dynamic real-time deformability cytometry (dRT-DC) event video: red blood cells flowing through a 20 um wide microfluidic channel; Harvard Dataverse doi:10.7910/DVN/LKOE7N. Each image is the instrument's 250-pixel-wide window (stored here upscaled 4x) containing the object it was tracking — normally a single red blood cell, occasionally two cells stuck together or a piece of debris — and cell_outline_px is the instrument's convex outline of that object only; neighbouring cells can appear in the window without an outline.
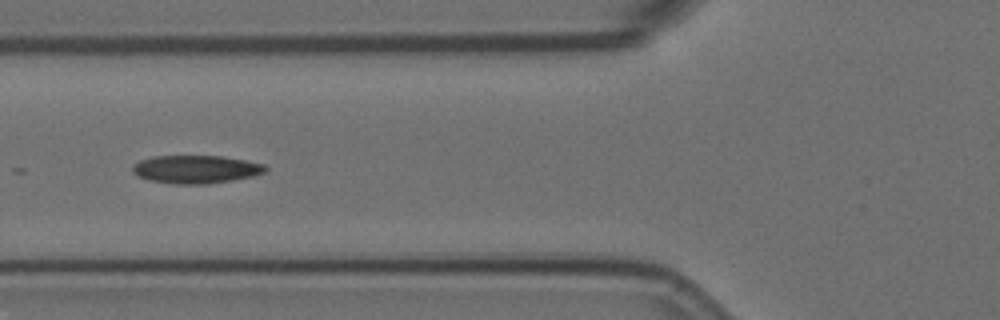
{"species": "Egyptian fruit bat (a non-hibernating species)", "species_latin": "Rousettus aegyptiacus", "temperature_condition": "room temperature", "stored_images_in_passage": 15, "camera_frame_rate_fps": 3000, "um_per_image_px": 0.085, "animal": {"sex": "female"}, "frame": {"image": 1, "passage_image": 6, "time_ms": 1.667, "image_size_px": [1000, 320], "cell_outline_px": [[268, 168], [264, 172], [252, 176], [232, 180], [208, 184], [176, 184], [148, 180], [136, 176], [132, 172], [132, 164], [140, 160], [152, 156], [220, 156], [244, 160], [264, 164]], "centroid_in_image_um": [16.6, 14.39], "position_along_channel_um": 109.2, "area_um2": 21.79}}
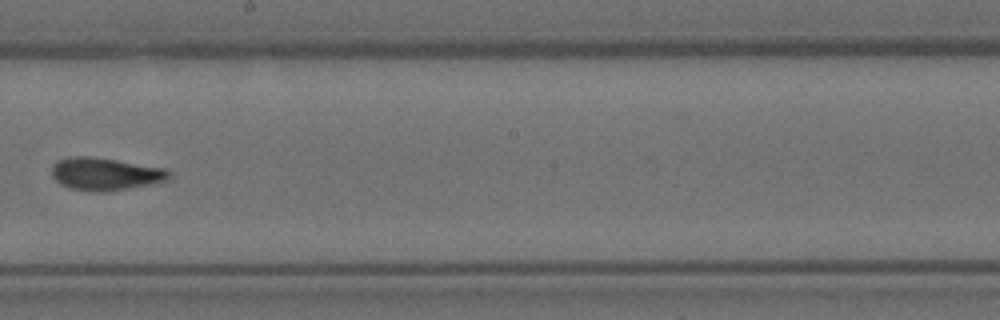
{"frame": {"image": 2, "passage_image": 9, "time_ms": 2.667, "image_size_px": [1000, 320], "cell_outline_px": [[168, 176], [164, 180], [148, 184], [128, 188], [104, 192], [96, 192], [72, 188], [60, 184], [52, 176], [52, 164], [56, 160], [72, 156], [92, 156], [164, 168], [168, 172]], "centroid_in_image_um": [8.85, 14.77], "position_along_channel_um": 239.4, "area_um2": 21.91}}
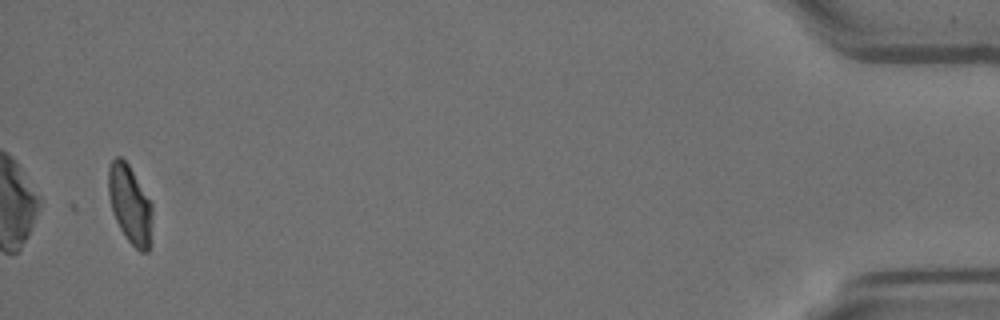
{"frame": {"image": 3, "passage_image": 15, "time_ms": 4.667, "image_size_px": [1000, 320], "cell_outline_px": [[152, 216], [148, 252], [140, 252], [124, 236], [116, 220], [108, 196], [108, 168], [112, 160], [116, 156], [120, 156], [128, 164], [152, 200]], "centroid_in_image_um": [11.05, 17.34], "position_along_channel_um": 424.1, "area_um2": 20.11}}